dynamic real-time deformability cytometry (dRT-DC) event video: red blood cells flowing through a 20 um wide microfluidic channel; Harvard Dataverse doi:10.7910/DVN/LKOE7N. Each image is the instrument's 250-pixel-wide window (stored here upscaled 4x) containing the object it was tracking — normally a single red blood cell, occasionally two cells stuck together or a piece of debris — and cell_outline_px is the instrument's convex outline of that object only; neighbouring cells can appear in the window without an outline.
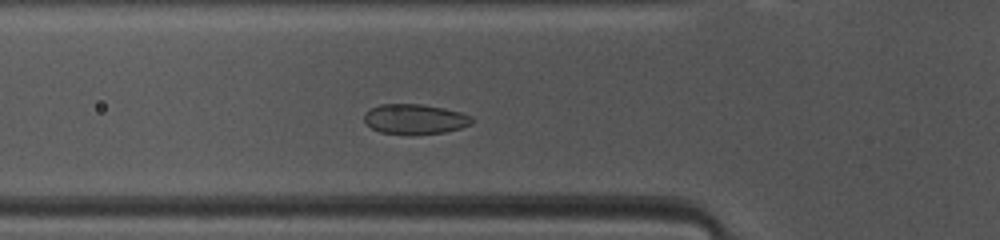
{"species": "common noctule bat (a hibernating species)", "species_latin": "Nyctalus noctula", "temperature_condition": "warm", "stored_images_in_passage": 38, "camera_frame_rate_fps": 3000, "um_per_image_px": 0.085, "animal": {"sex": "female", "body_mass_g": 10.0, "forearm_length_mm": 53.1}, "frame": {"image": 1, "passage_image": 5, "time_ms": 1.333, "image_size_px": [1000, 240], "cell_outline_px": [[472, 124], [460, 128], [444, 132], [412, 136], [380, 132], [372, 128], [364, 120], [364, 112], [380, 104], [420, 104], [444, 108], [460, 112], [472, 116]], "centroid_in_image_um": [35.26, 10.14], "position_along_channel_um": 90.5, "area_um2": 19.07}}
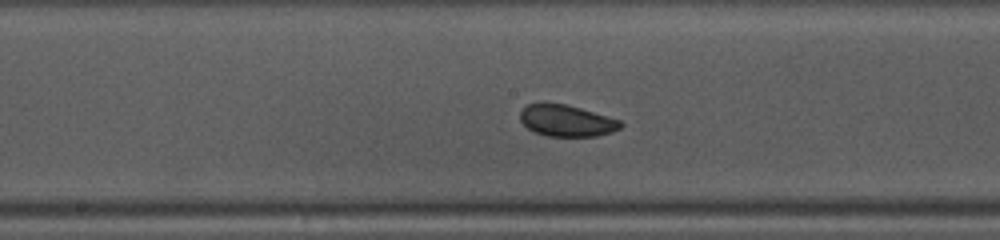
{"frame": {"image": 2, "passage_image": 13, "time_ms": 4.0, "image_size_px": [1000, 240], "cell_outline_px": [[624, 124], [620, 128], [612, 132], [596, 136], [548, 136], [532, 132], [520, 120], [520, 112], [528, 104], [568, 104], [620, 120]], "centroid_in_image_um": [48.18, 10.27], "position_along_channel_um": 200.0, "area_um2": 18.32}}
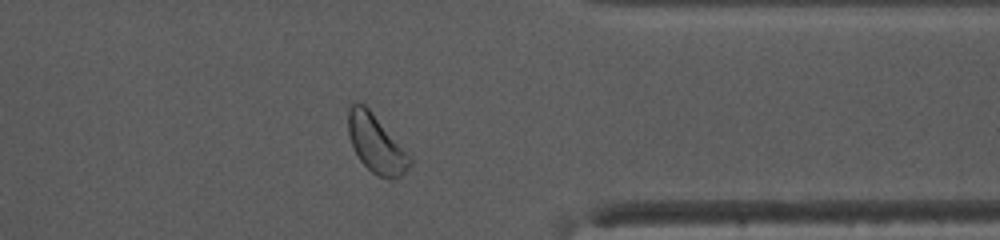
{"frame": {"image": 3, "passage_image": 27, "time_ms": 8.667, "image_size_px": [1000, 240], "cell_outline_px": [[412, 164], [400, 176], [392, 180], [376, 176], [360, 160], [352, 144], [348, 132], [348, 108], [352, 104], [364, 104], [372, 112], [412, 156]], "centroid_in_image_um": [32.0, 12.25], "position_along_channel_um": 379.4, "area_um2": 20.75}}